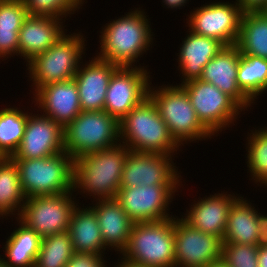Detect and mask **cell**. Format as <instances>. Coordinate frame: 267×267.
Here are the masks:
<instances>
[{"instance_id": "1", "label": "cell", "mask_w": 267, "mask_h": 267, "mask_svg": "<svg viewBox=\"0 0 267 267\" xmlns=\"http://www.w3.org/2000/svg\"><path fill=\"white\" fill-rule=\"evenodd\" d=\"M134 8L102 26L98 41L101 51L95 53L98 59L118 66L137 67L138 60L155 45L147 12L140 7Z\"/></svg>"}, {"instance_id": "2", "label": "cell", "mask_w": 267, "mask_h": 267, "mask_svg": "<svg viewBox=\"0 0 267 267\" xmlns=\"http://www.w3.org/2000/svg\"><path fill=\"white\" fill-rule=\"evenodd\" d=\"M129 148L119 143L74 159L73 191L85 197L115 199ZM80 191V193H79ZM85 194V195H83Z\"/></svg>"}, {"instance_id": "3", "label": "cell", "mask_w": 267, "mask_h": 267, "mask_svg": "<svg viewBox=\"0 0 267 267\" xmlns=\"http://www.w3.org/2000/svg\"><path fill=\"white\" fill-rule=\"evenodd\" d=\"M119 128L120 143L131 151L174 156L182 149L171 136L150 97L133 108L119 122Z\"/></svg>"}, {"instance_id": "4", "label": "cell", "mask_w": 267, "mask_h": 267, "mask_svg": "<svg viewBox=\"0 0 267 267\" xmlns=\"http://www.w3.org/2000/svg\"><path fill=\"white\" fill-rule=\"evenodd\" d=\"M66 32L45 52L26 63L30 82L36 90L46 84L74 78L86 51V36L81 32ZM85 36V38H84ZM83 55V56H82Z\"/></svg>"}, {"instance_id": "5", "label": "cell", "mask_w": 267, "mask_h": 267, "mask_svg": "<svg viewBox=\"0 0 267 267\" xmlns=\"http://www.w3.org/2000/svg\"><path fill=\"white\" fill-rule=\"evenodd\" d=\"M149 97L156 104L171 136L182 147L190 142L214 137L198 120L185 89L176 83L149 87Z\"/></svg>"}, {"instance_id": "6", "label": "cell", "mask_w": 267, "mask_h": 267, "mask_svg": "<svg viewBox=\"0 0 267 267\" xmlns=\"http://www.w3.org/2000/svg\"><path fill=\"white\" fill-rule=\"evenodd\" d=\"M119 258L149 267H175L174 218L134 222Z\"/></svg>"}, {"instance_id": "7", "label": "cell", "mask_w": 267, "mask_h": 267, "mask_svg": "<svg viewBox=\"0 0 267 267\" xmlns=\"http://www.w3.org/2000/svg\"><path fill=\"white\" fill-rule=\"evenodd\" d=\"M26 198L73 191L74 159L65 151L40 159L12 158Z\"/></svg>"}, {"instance_id": "8", "label": "cell", "mask_w": 267, "mask_h": 267, "mask_svg": "<svg viewBox=\"0 0 267 267\" xmlns=\"http://www.w3.org/2000/svg\"><path fill=\"white\" fill-rule=\"evenodd\" d=\"M63 133L64 151L73 159L120 143L119 122L104 110L81 111Z\"/></svg>"}, {"instance_id": "9", "label": "cell", "mask_w": 267, "mask_h": 267, "mask_svg": "<svg viewBox=\"0 0 267 267\" xmlns=\"http://www.w3.org/2000/svg\"><path fill=\"white\" fill-rule=\"evenodd\" d=\"M181 86L188 94L198 120L214 137L227 127L232 128L241 112L245 111L232 97L211 83L194 79Z\"/></svg>"}, {"instance_id": "10", "label": "cell", "mask_w": 267, "mask_h": 267, "mask_svg": "<svg viewBox=\"0 0 267 267\" xmlns=\"http://www.w3.org/2000/svg\"><path fill=\"white\" fill-rule=\"evenodd\" d=\"M74 193L26 198L18 219L41 238L68 231L72 213L81 205Z\"/></svg>"}, {"instance_id": "11", "label": "cell", "mask_w": 267, "mask_h": 267, "mask_svg": "<svg viewBox=\"0 0 267 267\" xmlns=\"http://www.w3.org/2000/svg\"><path fill=\"white\" fill-rule=\"evenodd\" d=\"M189 13L188 30L216 39L224 46L236 45L244 10L235 1L207 2Z\"/></svg>"}, {"instance_id": "12", "label": "cell", "mask_w": 267, "mask_h": 267, "mask_svg": "<svg viewBox=\"0 0 267 267\" xmlns=\"http://www.w3.org/2000/svg\"><path fill=\"white\" fill-rule=\"evenodd\" d=\"M181 187L182 185L120 187L115 200L133 222L162 221L175 217L169 213V206Z\"/></svg>"}, {"instance_id": "13", "label": "cell", "mask_w": 267, "mask_h": 267, "mask_svg": "<svg viewBox=\"0 0 267 267\" xmlns=\"http://www.w3.org/2000/svg\"><path fill=\"white\" fill-rule=\"evenodd\" d=\"M150 70L146 66H120L110 79L104 111L120 122L133 108L149 97Z\"/></svg>"}, {"instance_id": "14", "label": "cell", "mask_w": 267, "mask_h": 267, "mask_svg": "<svg viewBox=\"0 0 267 267\" xmlns=\"http://www.w3.org/2000/svg\"><path fill=\"white\" fill-rule=\"evenodd\" d=\"M172 157L175 156L129 150L123 167L120 187L183 185L181 181L183 177L180 175L182 172L178 171Z\"/></svg>"}, {"instance_id": "15", "label": "cell", "mask_w": 267, "mask_h": 267, "mask_svg": "<svg viewBox=\"0 0 267 267\" xmlns=\"http://www.w3.org/2000/svg\"><path fill=\"white\" fill-rule=\"evenodd\" d=\"M175 267H206L221 259L222 239L174 217Z\"/></svg>"}, {"instance_id": "16", "label": "cell", "mask_w": 267, "mask_h": 267, "mask_svg": "<svg viewBox=\"0 0 267 267\" xmlns=\"http://www.w3.org/2000/svg\"><path fill=\"white\" fill-rule=\"evenodd\" d=\"M63 131L59 123L32 111L27 118L23 139L11 158L40 159L64 152Z\"/></svg>"}, {"instance_id": "17", "label": "cell", "mask_w": 267, "mask_h": 267, "mask_svg": "<svg viewBox=\"0 0 267 267\" xmlns=\"http://www.w3.org/2000/svg\"><path fill=\"white\" fill-rule=\"evenodd\" d=\"M32 101L37 111L63 128L81 113L80 98L74 79L46 84L35 91ZM39 105V106H38Z\"/></svg>"}, {"instance_id": "18", "label": "cell", "mask_w": 267, "mask_h": 267, "mask_svg": "<svg viewBox=\"0 0 267 267\" xmlns=\"http://www.w3.org/2000/svg\"><path fill=\"white\" fill-rule=\"evenodd\" d=\"M244 195L232 203L222 243L260 245L264 243L267 215L258 212Z\"/></svg>"}, {"instance_id": "19", "label": "cell", "mask_w": 267, "mask_h": 267, "mask_svg": "<svg viewBox=\"0 0 267 267\" xmlns=\"http://www.w3.org/2000/svg\"><path fill=\"white\" fill-rule=\"evenodd\" d=\"M90 59L85 60V64L80 63L73 79L77 84L81 110L102 111L110 79L120 66L96 56Z\"/></svg>"}, {"instance_id": "20", "label": "cell", "mask_w": 267, "mask_h": 267, "mask_svg": "<svg viewBox=\"0 0 267 267\" xmlns=\"http://www.w3.org/2000/svg\"><path fill=\"white\" fill-rule=\"evenodd\" d=\"M237 195V196H236ZM228 193V191L217 192L205 196L192 205L183 215H180L187 224L204 233L224 238L227 217L232 203L240 196Z\"/></svg>"}, {"instance_id": "21", "label": "cell", "mask_w": 267, "mask_h": 267, "mask_svg": "<svg viewBox=\"0 0 267 267\" xmlns=\"http://www.w3.org/2000/svg\"><path fill=\"white\" fill-rule=\"evenodd\" d=\"M241 52L236 45L225 46L203 68L200 80L215 85L232 97L244 110H251L252 101L237 84V68Z\"/></svg>"}, {"instance_id": "22", "label": "cell", "mask_w": 267, "mask_h": 267, "mask_svg": "<svg viewBox=\"0 0 267 267\" xmlns=\"http://www.w3.org/2000/svg\"><path fill=\"white\" fill-rule=\"evenodd\" d=\"M64 19L47 16H27L19 30V56L29 62L49 49L68 30Z\"/></svg>"}, {"instance_id": "23", "label": "cell", "mask_w": 267, "mask_h": 267, "mask_svg": "<svg viewBox=\"0 0 267 267\" xmlns=\"http://www.w3.org/2000/svg\"><path fill=\"white\" fill-rule=\"evenodd\" d=\"M182 40L177 53L178 59H176L179 74H182L179 85L199 79L204 66L225 47L220 41L195 34L191 30H187Z\"/></svg>"}, {"instance_id": "24", "label": "cell", "mask_w": 267, "mask_h": 267, "mask_svg": "<svg viewBox=\"0 0 267 267\" xmlns=\"http://www.w3.org/2000/svg\"><path fill=\"white\" fill-rule=\"evenodd\" d=\"M90 206L96 213L104 245L117 254L126 248L134 225L123 208L115 199L91 201Z\"/></svg>"}, {"instance_id": "25", "label": "cell", "mask_w": 267, "mask_h": 267, "mask_svg": "<svg viewBox=\"0 0 267 267\" xmlns=\"http://www.w3.org/2000/svg\"><path fill=\"white\" fill-rule=\"evenodd\" d=\"M68 232L74 252L105 255V250L109 251L104 245L96 213L90 205H78L74 209Z\"/></svg>"}, {"instance_id": "26", "label": "cell", "mask_w": 267, "mask_h": 267, "mask_svg": "<svg viewBox=\"0 0 267 267\" xmlns=\"http://www.w3.org/2000/svg\"><path fill=\"white\" fill-rule=\"evenodd\" d=\"M15 221L19 227L15 226L5 238V247H2L5 253L0 255V259L8 267H34L42 238L18 218Z\"/></svg>"}, {"instance_id": "27", "label": "cell", "mask_w": 267, "mask_h": 267, "mask_svg": "<svg viewBox=\"0 0 267 267\" xmlns=\"http://www.w3.org/2000/svg\"><path fill=\"white\" fill-rule=\"evenodd\" d=\"M27 16L23 0H0V60L19 57V30Z\"/></svg>"}, {"instance_id": "28", "label": "cell", "mask_w": 267, "mask_h": 267, "mask_svg": "<svg viewBox=\"0 0 267 267\" xmlns=\"http://www.w3.org/2000/svg\"><path fill=\"white\" fill-rule=\"evenodd\" d=\"M25 201L26 197L15 161L11 157H2L0 159V220L3 218L9 220L8 217L11 216L18 218Z\"/></svg>"}, {"instance_id": "29", "label": "cell", "mask_w": 267, "mask_h": 267, "mask_svg": "<svg viewBox=\"0 0 267 267\" xmlns=\"http://www.w3.org/2000/svg\"><path fill=\"white\" fill-rule=\"evenodd\" d=\"M236 46L242 55L267 59V16L262 11H244Z\"/></svg>"}, {"instance_id": "30", "label": "cell", "mask_w": 267, "mask_h": 267, "mask_svg": "<svg viewBox=\"0 0 267 267\" xmlns=\"http://www.w3.org/2000/svg\"><path fill=\"white\" fill-rule=\"evenodd\" d=\"M237 84L255 104L256 99L267 92V59L241 54L237 68Z\"/></svg>"}, {"instance_id": "31", "label": "cell", "mask_w": 267, "mask_h": 267, "mask_svg": "<svg viewBox=\"0 0 267 267\" xmlns=\"http://www.w3.org/2000/svg\"><path fill=\"white\" fill-rule=\"evenodd\" d=\"M8 105L0 109V155L11 157L23 139L30 112Z\"/></svg>"}, {"instance_id": "32", "label": "cell", "mask_w": 267, "mask_h": 267, "mask_svg": "<svg viewBox=\"0 0 267 267\" xmlns=\"http://www.w3.org/2000/svg\"><path fill=\"white\" fill-rule=\"evenodd\" d=\"M257 128L246 135L247 174L250 173L249 180L257 186L267 188V126Z\"/></svg>"}, {"instance_id": "33", "label": "cell", "mask_w": 267, "mask_h": 267, "mask_svg": "<svg viewBox=\"0 0 267 267\" xmlns=\"http://www.w3.org/2000/svg\"><path fill=\"white\" fill-rule=\"evenodd\" d=\"M68 231L41 239L34 267H65L74 254Z\"/></svg>"}, {"instance_id": "34", "label": "cell", "mask_w": 267, "mask_h": 267, "mask_svg": "<svg viewBox=\"0 0 267 267\" xmlns=\"http://www.w3.org/2000/svg\"><path fill=\"white\" fill-rule=\"evenodd\" d=\"M29 16L71 18L87 3L86 0H23ZM86 1V2H85ZM72 14V15H71Z\"/></svg>"}, {"instance_id": "35", "label": "cell", "mask_w": 267, "mask_h": 267, "mask_svg": "<svg viewBox=\"0 0 267 267\" xmlns=\"http://www.w3.org/2000/svg\"><path fill=\"white\" fill-rule=\"evenodd\" d=\"M259 245L222 243L221 259L228 267H258Z\"/></svg>"}, {"instance_id": "36", "label": "cell", "mask_w": 267, "mask_h": 267, "mask_svg": "<svg viewBox=\"0 0 267 267\" xmlns=\"http://www.w3.org/2000/svg\"><path fill=\"white\" fill-rule=\"evenodd\" d=\"M104 255L75 252L65 267H109ZM106 262V263H105Z\"/></svg>"}, {"instance_id": "37", "label": "cell", "mask_w": 267, "mask_h": 267, "mask_svg": "<svg viewBox=\"0 0 267 267\" xmlns=\"http://www.w3.org/2000/svg\"><path fill=\"white\" fill-rule=\"evenodd\" d=\"M244 11H260L267 3V0H235Z\"/></svg>"}, {"instance_id": "38", "label": "cell", "mask_w": 267, "mask_h": 267, "mask_svg": "<svg viewBox=\"0 0 267 267\" xmlns=\"http://www.w3.org/2000/svg\"><path fill=\"white\" fill-rule=\"evenodd\" d=\"M189 3V0H162L163 7H167L168 9H182L183 6L187 5ZM165 5V6H164ZM182 7V8H181Z\"/></svg>"}, {"instance_id": "39", "label": "cell", "mask_w": 267, "mask_h": 267, "mask_svg": "<svg viewBox=\"0 0 267 267\" xmlns=\"http://www.w3.org/2000/svg\"><path fill=\"white\" fill-rule=\"evenodd\" d=\"M258 267H267V245L261 243L258 251Z\"/></svg>"}, {"instance_id": "40", "label": "cell", "mask_w": 267, "mask_h": 267, "mask_svg": "<svg viewBox=\"0 0 267 267\" xmlns=\"http://www.w3.org/2000/svg\"><path fill=\"white\" fill-rule=\"evenodd\" d=\"M113 266L114 267H149V266H142V265L134 264L129 261H125L121 258L120 259L118 258V261L116 263L114 262Z\"/></svg>"}, {"instance_id": "41", "label": "cell", "mask_w": 267, "mask_h": 267, "mask_svg": "<svg viewBox=\"0 0 267 267\" xmlns=\"http://www.w3.org/2000/svg\"><path fill=\"white\" fill-rule=\"evenodd\" d=\"M206 267H228V266L222 259H220V260H218L216 262H213V263L209 264Z\"/></svg>"}, {"instance_id": "42", "label": "cell", "mask_w": 267, "mask_h": 267, "mask_svg": "<svg viewBox=\"0 0 267 267\" xmlns=\"http://www.w3.org/2000/svg\"><path fill=\"white\" fill-rule=\"evenodd\" d=\"M260 11H262L267 16V3Z\"/></svg>"}, {"instance_id": "43", "label": "cell", "mask_w": 267, "mask_h": 267, "mask_svg": "<svg viewBox=\"0 0 267 267\" xmlns=\"http://www.w3.org/2000/svg\"><path fill=\"white\" fill-rule=\"evenodd\" d=\"M264 243L267 245V223H266V229H265Z\"/></svg>"}, {"instance_id": "44", "label": "cell", "mask_w": 267, "mask_h": 267, "mask_svg": "<svg viewBox=\"0 0 267 267\" xmlns=\"http://www.w3.org/2000/svg\"><path fill=\"white\" fill-rule=\"evenodd\" d=\"M0 267H8V266H6V265L3 263V261L0 259Z\"/></svg>"}]
</instances>
